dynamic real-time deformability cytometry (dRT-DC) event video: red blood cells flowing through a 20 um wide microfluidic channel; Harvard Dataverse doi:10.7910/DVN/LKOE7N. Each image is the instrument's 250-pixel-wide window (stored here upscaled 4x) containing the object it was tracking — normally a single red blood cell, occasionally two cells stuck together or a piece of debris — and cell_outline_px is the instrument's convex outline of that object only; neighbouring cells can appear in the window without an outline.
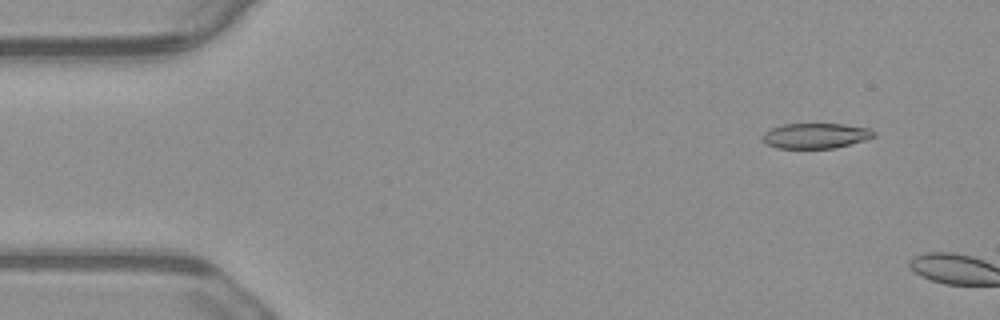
{"species": "common noctule bat (a hibernating species)", "species_latin": "Nyctalus noctula", "temperature_condition": "warm", "stored_images_in_passage": 3, "camera_frame_rate_fps": 3000, "um_per_image_px": 0.085, "animal": {"sex": "male", "body_mass_g": 23.1, "forearm_length_mm": 52.7}, "frame": {"image": 1, "passage_image": 2, "time_ms": 0.333, "image_size_px": [1000, 320], "cell_outline_px": [[876, 136], [864, 140], [832, 148], [776, 148], [768, 144], [760, 136], [764, 132], [772, 128], [784, 124], [844, 124], [872, 128], [876, 132]], "centroid_in_image_um": [69.35, 11.53], "position_along_channel_um": 15.6, "area_um2": 16.36}}